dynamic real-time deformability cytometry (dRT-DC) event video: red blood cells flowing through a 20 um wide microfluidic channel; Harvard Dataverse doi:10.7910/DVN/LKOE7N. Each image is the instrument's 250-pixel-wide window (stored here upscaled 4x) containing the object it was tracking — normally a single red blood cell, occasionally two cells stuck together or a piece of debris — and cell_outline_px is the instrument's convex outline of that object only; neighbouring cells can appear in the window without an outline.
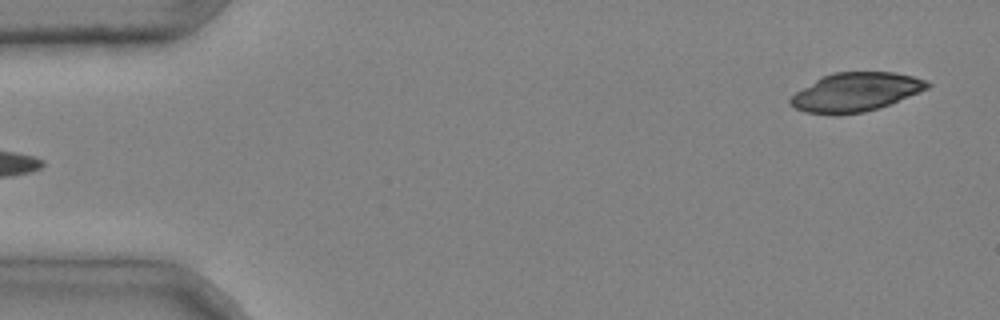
{"species": "common noctule bat (a hibernating species)", "species_latin": "Nyctalus noctula", "temperature_condition": "cold", "stored_images_in_passage": 4, "segment_of_instrument_passage": [2, 2], "camera_frame_rate_fps": 3000, "um_per_image_px": 0.085, "animal": {"sex": "male", "body_mass_g": 20.4}, "frame": {"image": 1, "passage_image": 4, "time_ms": 1.0, "image_size_px": [1000, 320], "cell_outline_px": [[932, 84], [928, 88], [888, 104], [864, 112], [836, 116], [804, 112], [796, 108], [788, 100], [796, 92], [816, 80], [832, 72], [892, 72], [912, 76], [924, 80]], "centroid_in_image_um": [72.7, 7.84], "position_along_channel_um": 12.3, "area_um2": 30.58}}